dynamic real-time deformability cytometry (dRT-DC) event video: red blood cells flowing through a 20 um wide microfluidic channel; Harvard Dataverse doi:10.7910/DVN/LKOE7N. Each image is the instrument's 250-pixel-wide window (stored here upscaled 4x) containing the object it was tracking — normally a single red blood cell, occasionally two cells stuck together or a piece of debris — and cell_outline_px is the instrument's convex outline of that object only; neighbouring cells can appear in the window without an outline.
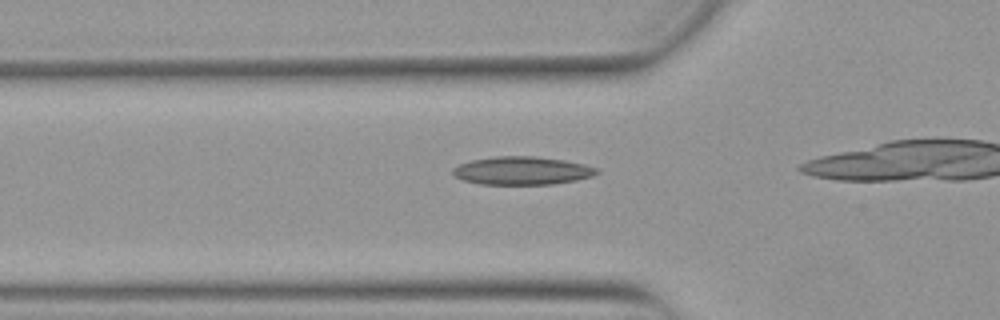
{"species": "Egyptian fruit bat (a non-hibernating species)", "species_latin": "Rousettus aegyptiacus", "temperature_condition": "warm", "stored_images_in_passage": 33, "camera_frame_rate_fps": 3000, "um_per_image_px": 0.085, "animal": {"sex": "female"}, "frame": {"image": 1, "passage_image": 13, "time_ms": 4.0, "image_size_px": [1000, 320], "cell_outline_px": [[600, 172], [592, 176], [576, 180], [552, 184], [480, 184], [464, 180], [456, 176], [452, 172], [452, 168], [460, 164], [472, 160], [496, 156], [536, 156], [564, 160], [584, 164], [596, 168]], "centroid_in_image_um": [44.38, 14.5], "position_along_channel_um": 81.4, "area_um2": 23.47}}
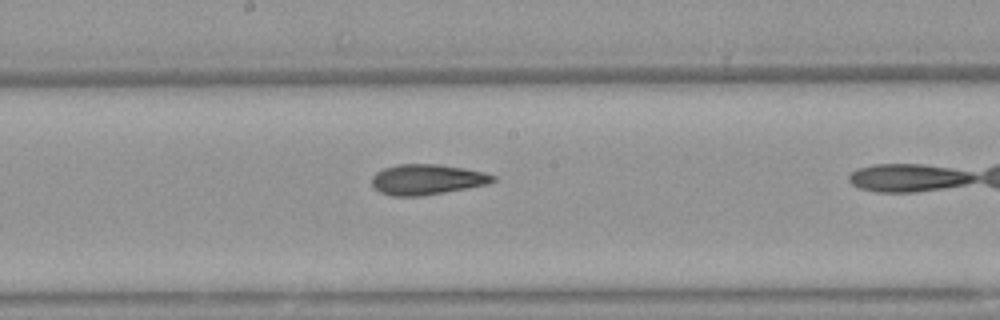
{"frame": {"image": 2, "passage_image": 23, "time_ms": 7.333, "image_size_px": [1000, 320], "cell_outline_px": [[496, 180], [488, 184], [468, 188], [420, 196], [392, 196], [380, 192], [372, 188], [372, 176], [376, 172], [384, 168], [396, 164], [440, 164], [464, 168], [484, 172], [496, 176]], "centroid_in_image_um": [36.28, 15.25], "position_along_channel_um": 211.9, "area_um2": 21.62}}
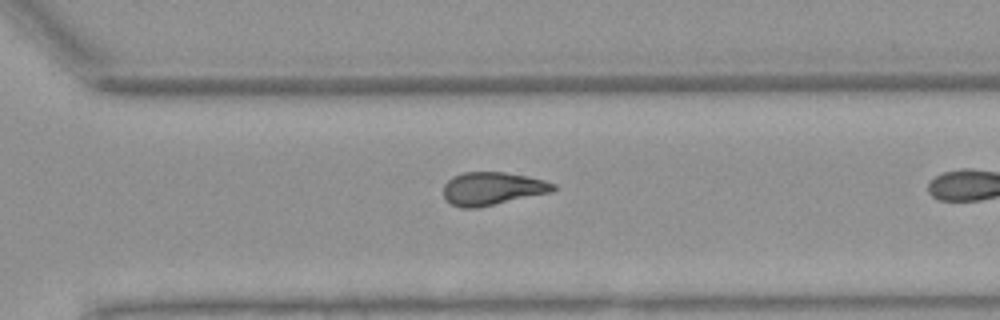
{"frame": {"image": 3, "passage_image": 32, "time_ms": 10.333, "image_size_px": [1000, 320], "cell_outline_px": [[556, 188], [552, 192], [476, 208], [460, 208], [444, 200], [444, 184], [452, 176], [464, 172], [504, 172], [528, 176], [544, 180], [556, 184]], "centroid_in_image_um": [41.83, 16.03], "position_along_channel_um": 328.8, "area_um2": 21.21}}